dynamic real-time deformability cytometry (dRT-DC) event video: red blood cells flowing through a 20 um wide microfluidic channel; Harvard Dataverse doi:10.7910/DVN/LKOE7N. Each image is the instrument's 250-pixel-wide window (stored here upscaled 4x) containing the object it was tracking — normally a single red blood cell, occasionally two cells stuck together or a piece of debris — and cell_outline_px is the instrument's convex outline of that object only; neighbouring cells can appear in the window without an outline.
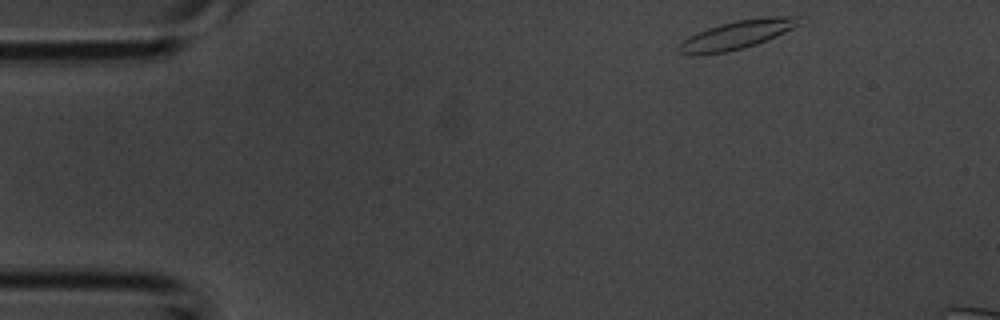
{"species": "common noctule bat (a hibernating species)", "species_latin": "Nyctalus noctula", "temperature_condition": "room temperature", "stored_images_in_passage": 36, "camera_frame_rate_fps": 3000, "um_per_image_px": 0.085, "animal": {"sex": "male", "body_mass_g": 20.1, "forearm_length_mm": 53.5}, "frame": {"image": 1, "passage_image": 1, "time_ms": 0.0, "image_size_px": [1000, 320], "cell_outline_px": [[804, 24], [776, 36], [756, 44], [744, 48], [724, 52], [680, 52], [676, 48], [688, 36], [696, 32], [720, 24], [736, 20], [768, 16], [800, 16]], "centroid_in_image_um": [62.78, 2.89], "position_along_channel_um": 22.2, "area_um2": 19.59}}
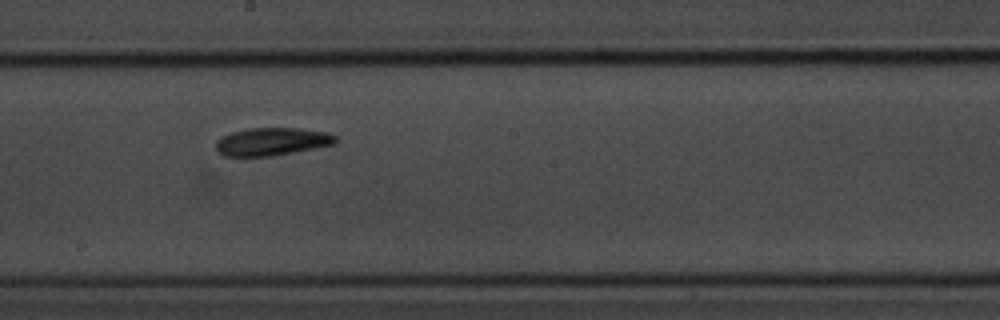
{"frame": {"image": 2, "passage_image": 19, "time_ms": 6.0, "image_size_px": [1000, 320], "cell_outline_px": [[336, 144], [316, 148], [272, 156], [224, 156], [216, 152], [216, 140], [220, 136], [232, 132], [248, 128], [300, 128], [328, 132], [336, 136]], "centroid_in_image_um": [23.1, 12.03], "position_along_channel_um": 225.1, "area_um2": 19.65}}
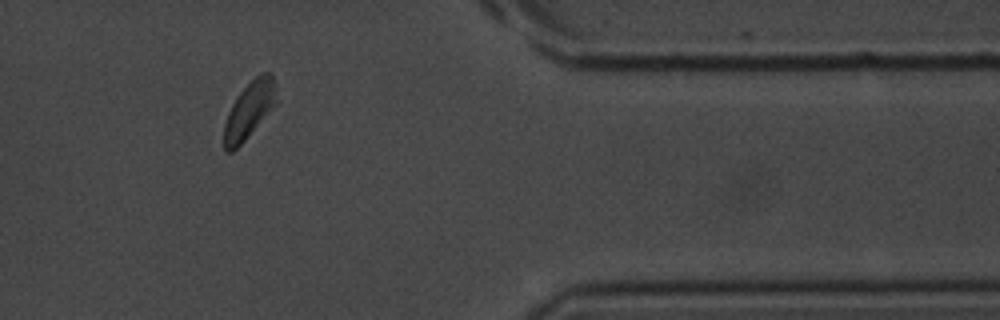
{"frame": {"image": 3, "passage_image": 31, "time_ms": 10.0, "image_size_px": [1000, 320], "cell_outline_px": [[276, 104], [244, 140], [232, 152], [224, 152], [224, 124], [228, 112], [236, 96], [260, 72], [272, 72], [276, 84]], "centroid_in_image_um": [21.19, 9.32], "position_along_channel_um": 390.2, "area_um2": 17.17}}